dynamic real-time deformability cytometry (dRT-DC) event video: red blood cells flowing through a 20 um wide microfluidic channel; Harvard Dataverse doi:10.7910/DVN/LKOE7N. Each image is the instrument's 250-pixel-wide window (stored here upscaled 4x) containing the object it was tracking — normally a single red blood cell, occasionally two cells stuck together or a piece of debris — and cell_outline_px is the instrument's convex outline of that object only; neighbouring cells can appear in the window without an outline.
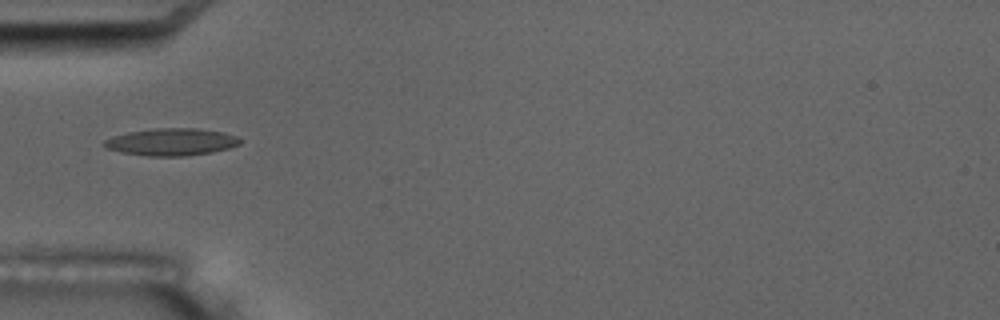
{"species": "common noctule bat (a hibernating species)", "species_latin": "Nyctalus noctula", "temperature_condition": "room temperature", "stored_images_in_passage": 12, "camera_frame_rate_fps": 3000, "um_per_image_px": 0.085, "animal": {"sex": "male", "body_mass_g": 17.5, "forearm_length_mm": 52.3}, "frame": {"image": 1, "passage_image": 1, "time_ms": 0.0, "image_size_px": [1000, 320], "cell_outline_px": [[244, 140], [240, 144], [228, 148], [212, 152], [184, 156], [148, 156], [120, 152], [108, 148], [100, 144], [104, 140], [112, 136], [128, 132], [156, 128], [196, 128], [224, 132], [236, 136]], "centroid_in_image_um": [14.57, 12.06], "position_along_channel_um": 70.4, "area_um2": 21.68}}
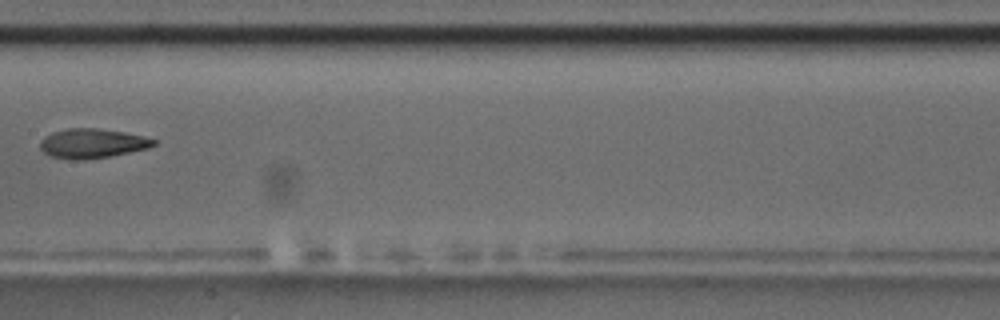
{"frame": {"image": 2, "passage_image": 4, "time_ms": 3.667, "image_size_px": [1000, 320], "cell_outline_px": [[156, 144], [148, 148], [108, 156], [84, 160], [76, 160], [52, 156], [44, 152], [40, 148], [40, 140], [44, 136], [52, 132], [68, 128], [100, 128], [124, 132], [144, 136], [156, 140]], "centroid_in_image_um": [7.82, 12.17], "position_along_channel_um": 199.6, "area_um2": 19.42}, "authors_computed_cell_mechanics": {"area_um2": 19.5653, "velocity_mm_per_s": 3.5135, "shape_relaxation_time_tau1_ms": 5.5032, "shape_relaxation_time_tau2_ms": null, "deformation_change_tau1": 0.139, "deformation_change_tau2": null}}